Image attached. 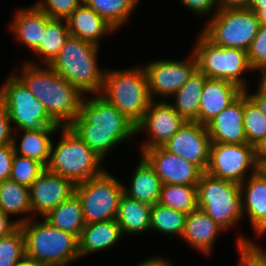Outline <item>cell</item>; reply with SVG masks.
Instances as JSON below:
<instances>
[{
	"label": "cell",
	"mask_w": 266,
	"mask_h": 266,
	"mask_svg": "<svg viewBox=\"0 0 266 266\" xmlns=\"http://www.w3.org/2000/svg\"><path fill=\"white\" fill-rule=\"evenodd\" d=\"M123 237L116 219L86 224L78 238L79 257L104 252Z\"/></svg>",
	"instance_id": "cell-25"
},
{
	"label": "cell",
	"mask_w": 266,
	"mask_h": 266,
	"mask_svg": "<svg viewBox=\"0 0 266 266\" xmlns=\"http://www.w3.org/2000/svg\"><path fill=\"white\" fill-rule=\"evenodd\" d=\"M135 126L143 119L152 101L143 66L105 70L104 86L100 93Z\"/></svg>",
	"instance_id": "cell-6"
},
{
	"label": "cell",
	"mask_w": 266,
	"mask_h": 266,
	"mask_svg": "<svg viewBox=\"0 0 266 266\" xmlns=\"http://www.w3.org/2000/svg\"><path fill=\"white\" fill-rule=\"evenodd\" d=\"M12 70L45 107L51 119L60 127H69L79 115L85 95L49 65H38L34 60L21 63ZM44 66V67H43Z\"/></svg>",
	"instance_id": "cell-2"
},
{
	"label": "cell",
	"mask_w": 266,
	"mask_h": 266,
	"mask_svg": "<svg viewBox=\"0 0 266 266\" xmlns=\"http://www.w3.org/2000/svg\"><path fill=\"white\" fill-rule=\"evenodd\" d=\"M256 243L257 242H254V244L266 255V247L264 249V247L260 246L259 243H257L258 245Z\"/></svg>",
	"instance_id": "cell-54"
},
{
	"label": "cell",
	"mask_w": 266,
	"mask_h": 266,
	"mask_svg": "<svg viewBox=\"0 0 266 266\" xmlns=\"http://www.w3.org/2000/svg\"><path fill=\"white\" fill-rule=\"evenodd\" d=\"M14 154L12 143L0 147V182L10 178Z\"/></svg>",
	"instance_id": "cell-42"
},
{
	"label": "cell",
	"mask_w": 266,
	"mask_h": 266,
	"mask_svg": "<svg viewBox=\"0 0 266 266\" xmlns=\"http://www.w3.org/2000/svg\"><path fill=\"white\" fill-rule=\"evenodd\" d=\"M25 257V239L20 226L0 238V266H14Z\"/></svg>",
	"instance_id": "cell-36"
},
{
	"label": "cell",
	"mask_w": 266,
	"mask_h": 266,
	"mask_svg": "<svg viewBox=\"0 0 266 266\" xmlns=\"http://www.w3.org/2000/svg\"><path fill=\"white\" fill-rule=\"evenodd\" d=\"M241 235V236H240ZM236 240L238 255L237 266H266V255L254 244L255 240L240 233ZM253 240V241H252Z\"/></svg>",
	"instance_id": "cell-38"
},
{
	"label": "cell",
	"mask_w": 266,
	"mask_h": 266,
	"mask_svg": "<svg viewBox=\"0 0 266 266\" xmlns=\"http://www.w3.org/2000/svg\"><path fill=\"white\" fill-rule=\"evenodd\" d=\"M198 208L225 231L243 221L240 184L204 172L197 183ZM240 221V222H239Z\"/></svg>",
	"instance_id": "cell-8"
},
{
	"label": "cell",
	"mask_w": 266,
	"mask_h": 266,
	"mask_svg": "<svg viewBox=\"0 0 266 266\" xmlns=\"http://www.w3.org/2000/svg\"><path fill=\"white\" fill-rule=\"evenodd\" d=\"M25 239V256L46 266H68L79 257L78 237L51 226L43 218L19 224Z\"/></svg>",
	"instance_id": "cell-4"
},
{
	"label": "cell",
	"mask_w": 266,
	"mask_h": 266,
	"mask_svg": "<svg viewBox=\"0 0 266 266\" xmlns=\"http://www.w3.org/2000/svg\"><path fill=\"white\" fill-rule=\"evenodd\" d=\"M178 2L197 17L208 16L210 19L218 11L217 0H179Z\"/></svg>",
	"instance_id": "cell-41"
},
{
	"label": "cell",
	"mask_w": 266,
	"mask_h": 266,
	"mask_svg": "<svg viewBox=\"0 0 266 266\" xmlns=\"http://www.w3.org/2000/svg\"><path fill=\"white\" fill-rule=\"evenodd\" d=\"M13 138V129L8 117L7 110L0 102V147L11 144Z\"/></svg>",
	"instance_id": "cell-43"
},
{
	"label": "cell",
	"mask_w": 266,
	"mask_h": 266,
	"mask_svg": "<svg viewBox=\"0 0 266 266\" xmlns=\"http://www.w3.org/2000/svg\"><path fill=\"white\" fill-rule=\"evenodd\" d=\"M151 207L129 196L123 195L119 200L116 221L123 235H138L150 231Z\"/></svg>",
	"instance_id": "cell-27"
},
{
	"label": "cell",
	"mask_w": 266,
	"mask_h": 266,
	"mask_svg": "<svg viewBox=\"0 0 266 266\" xmlns=\"http://www.w3.org/2000/svg\"><path fill=\"white\" fill-rule=\"evenodd\" d=\"M242 213L248 218L252 233L266 234V180L256 172L240 184Z\"/></svg>",
	"instance_id": "cell-19"
},
{
	"label": "cell",
	"mask_w": 266,
	"mask_h": 266,
	"mask_svg": "<svg viewBox=\"0 0 266 266\" xmlns=\"http://www.w3.org/2000/svg\"><path fill=\"white\" fill-rule=\"evenodd\" d=\"M111 174L106 169L100 175L75 185L86 224L116 219L123 182Z\"/></svg>",
	"instance_id": "cell-11"
},
{
	"label": "cell",
	"mask_w": 266,
	"mask_h": 266,
	"mask_svg": "<svg viewBox=\"0 0 266 266\" xmlns=\"http://www.w3.org/2000/svg\"><path fill=\"white\" fill-rule=\"evenodd\" d=\"M59 128L60 126H44L37 130L13 131L14 153L37 160L47 167L50 160L52 138L55 137Z\"/></svg>",
	"instance_id": "cell-24"
},
{
	"label": "cell",
	"mask_w": 266,
	"mask_h": 266,
	"mask_svg": "<svg viewBox=\"0 0 266 266\" xmlns=\"http://www.w3.org/2000/svg\"><path fill=\"white\" fill-rule=\"evenodd\" d=\"M0 102L7 110L13 131L59 126L14 72L0 86Z\"/></svg>",
	"instance_id": "cell-9"
},
{
	"label": "cell",
	"mask_w": 266,
	"mask_h": 266,
	"mask_svg": "<svg viewBox=\"0 0 266 266\" xmlns=\"http://www.w3.org/2000/svg\"><path fill=\"white\" fill-rule=\"evenodd\" d=\"M250 88L244 89L246 96L258 107L263 115L266 116V95L262 94L258 89L251 93Z\"/></svg>",
	"instance_id": "cell-45"
},
{
	"label": "cell",
	"mask_w": 266,
	"mask_h": 266,
	"mask_svg": "<svg viewBox=\"0 0 266 266\" xmlns=\"http://www.w3.org/2000/svg\"><path fill=\"white\" fill-rule=\"evenodd\" d=\"M211 139L206 126L199 122L186 121L163 147L206 172L210 161Z\"/></svg>",
	"instance_id": "cell-16"
},
{
	"label": "cell",
	"mask_w": 266,
	"mask_h": 266,
	"mask_svg": "<svg viewBox=\"0 0 266 266\" xmlns=\"http://www.w3.org/2000/svg\"><path fill=\"white\" fill-rule=\"evenodd\" d=\"M69 35L66 19H51L46 24L39 47L32 53L39 59L38 65H49L59 54Z\"/></svg>",
	"instance_id": "cell-31"
},
{
	"label": "cell",
	"mask_w": 266,
	"mask_h": 266,
	"mask_svg": "<svg viewBox=\"0 0 266 266\" xmlns=\"http://www.w3.org/2000/svg\"><path fill=\"white\" fill-rule=\"evenodd\" d=\"M207 76L198 69L189 80L170 98L169 102L186 121L198 122L200 97Z\"/></svg>",
	"instance_id": "cell-28"
},
{
	"label": "cell",
	"mask_w": 266,
	"mask_h": 266,
	"mask_svg": "<svg viewBox=\"0 0 266 266\" xmlns=\"http://www.w3.org/2000/svg\"><path fill=\"white\" fill-rule=\"evenodd\" d=\"M186 120L177 113L168 101H151L142 121L136 126V134L144 131L147 139L140 144L145 149L161 147L182 127ZM145 141V142H144Z\"/></svg>",
	"instance_id": "cell-14"
},
{
	"label": "cell",
	"mask_w": 266,
	"mask_h": 266,
	"mask_svg": "<svg viewBox=\"0 0 266 266\" xmlns=\"http://www.w3.org/2000/svg\"><path fill=\"white\" fill-rule=\"evenodd\" d=\"M66 22L70 36L98 46L105 36L117 32L103 17L83 2L71 13Z\"/></svg>",
	"instance_id": "cell-23"
},
{
	"label": "cell",
	"mask_w": 266,
	"mask_h": 266,
	"mask_svg": "<svg viewBox=\"0 0 266 266\" xmlns=\"http://www.w3.org/2000/svg\"><path fill=\"white\" fill-rule=\"evenodd\" d=\"M243 117L244 92L206 125L211 142L247 143Z\"/></svg>",
	"instance_id": "cell-18"
},
{
	"label": "cell",
	"mask_w": 266,
	"mask_h": 266,
	"mask_svg": "<svg viewBox=\"0 0 266 266\" xmlns=\"http://www.w3.org/2000/svg\"><path fill=\"white\" fill-rule=\"evenodd\" d=\"M42 218L51 226L72 233L78 238L86 225L82 203L76 193L72 194Z\"/></svg>",
	"instance_id": "cell-30"
},
{
	"label": "cell",
	"mask_w": 266,
	"mask_h": 266,
	"mask_svg": "<svg viewBox=\"0 0 266 266\" xmlns=\"http://www.w3.org/2000/svg\"><path fill=\"white\" fill-rule=\"evenodd\" d=\"M256 163L253 145L212 142L206 172L213 177L241 184L256 172Z\"/></svg>",
	"instance_id": "cell-13"
},
{
	"label": "cell",
	"mask_w": 266,
	"mask_h": 266,
	"mask_svg": "<svg viewBox=\"0 0 266 266\" xmlns=\"http://www.w3.org/2000/svg\"><path fill=\"white\" fill-rule=\"evenodd\" d=\"M83 0H37L34 5L51 19H67Z\"/></svg>",
	"instance_id": "cell-39"
},
{
	"label": "cell",
	"mask_w": 266,
	"mask_h": 266,
	"mask_svg": "<svg viewBox=\"0 0 266 266\" xmlns=\"http://www.w3.org/2000/svg\"><path fill=\"white\" fill-rule=\"evenodd\" d=\"M226 232L206 212L197 208L186 216L185 229L181 239L191 249L209 256L213 252L217 237Z\"/></svg>",
	"instance_id": "cell-21"
},
{
	"label": "cell",
	"mask_w": 266,
	"mask_h": 266,
	"mask_svg": "<svg viewBox=\"0 0 266 266\" xmlns=\"http://www.w3.org/2000/svg\"><path fill=\"white\" fill-rule=\"evenodd\" d=\"M198 36L194 47H191L197 60V69L207 78L227 80L243 90L249 88L245 73L254 71L249 64L247 51L217 46L201 32Z\"/></svg>",
	"instance_id": "cell-7"
},
{
	"label": "cell",
	"mask_w": 266,
	"mask_h": 266,
	"mask_svg": "<svg viewBox=\"0 0 266 266\" xmlns=\"http://www.w3.org/2000/svg\"><path fill=\"white\" fill-rule=\"evenodd\" d=\"M11 219H13L11 221ZM19 224L14 220V217H10L0 209V238L9 235L13 232Z\"/></svg>",
	"instance_id": "cell-44"
},
{
	"label": "cell",
	"mask_w": 266,
	"mask_h": 266,
	"mask_svg": "<svg viewBox=\"0 0 266 266\" xmlns=\"http://www.w3.org/2000/svg\"><path fill=\"white\" fill-rule=\"evenodd\" d=\"M59 132V133H58ZM59 141H52L47 169L75 185L100 175L107 168L99 157L70 127H60ZM54 142V144H53Z\"/></svg>",
	"instance_id": "cell-5"
},
{
	"label": "cell",
	"mask_w": 266,
	"mask_h": 266,
	"mask_svg": "<svg viewBox=\"0 0 266 266\" xmlns=\"http://www.w3.org/2000/svg\"><path fill=\"white\" fill-rule=\"evenodd\" d=\"M255 157H266V135L254 145Z\"/></svg>",
	"instance_id": "cell-49"
},
{
	"label": "cell",
	"mask_w": 266,
	"mask_h": 266,
	"mask_svg": "<svg viewBox=\"0 0 266 266\" xmlns=\"http://www.w3.org/2000/svg\"><path fill=\"white\" fill-rule=\"evenodd\" d=\"M158 203L189 214L198 208L197 185L163 184Z\"/></svg>",
	"instance_id": "cell-34"
},
{
	"label": "cell",
	"mask_w": 266,
	"mask_h": 266,
	"mask_svg": "<svg viewBox=\"0 0 266 266\" xmlns=\"http://www.w3.org/2000/svg\"><path fill=\"white\" fill-rule=\"evenodd\" d=\"M170 259L160 256H153L148 259L143 260L137 266H174Z\"/></svg>",
	"instance_id": "cell-47"
},
{
	"label": "cell",
	"mask_w": 266,
	"mask_h": 266,
	"mask_svg": "<svg viewBox=\"0 0 266 266\" xmlns=\"http://www.w3.org/2000/svg\"><path fill=\"white\" fill-rule=\"evenodd\" d=\"M200 31L220 47L247 51L257 35L260 22L249 8L218 10Z\"/></svg>",
	"instance_id": "cell-10"
},
{
	"label": "cell",
	"mask_w": 266,
	"mask_h": 266,
	"mask_svg": "<svg viewBox=\"0 0 266 266\" xmlns=\"http://www.w3.org/2000/svg\"><path fill=\"white\" fill-rule=\"evenodd\" d=\"M153 101H166L189 80L197 70V60L191 52L184 60L156 59L142 65Z\"/></svg>",
	"instance_id": "cell-12"
},
{
	"label": "cell",
	"mask_w": 266,
	"mask_h": 266,
	"mask_svg": "<svg viewBox=\"0 0 266 266\" xmlns=\"http://www.w3.org/2000/svg\"><path fill=\"white\" fill-rule=\"evenodd\" d=\"M259 71V72H258ZM257 73H259V83L257 85V88L262 94L266 95V68L258 70Z\"/></svg>",
	"instance_id": "cell-51"
},
{
	"label": "cell",
	"mask_w": 266,
	"mask_h": 266,
	"mask_svg": "<svg viewBox=\"0 0 266 266\" xmlns=\"http://www.w3.org/2000/svg\"><path fill=\"white\" fill-rule=\"evenodd\" d=\"M140 155L163 184L197 185L204 173L198 165L167 151L163 146L145 149Z\"/></svg>",
	"instance_id": "cell-15"
},
{
	"label": "cell",
	"mask_w": 266,
	"mask_h": 266,
	"mask_svg": "<svg viewBox=\"0 0 266 266\" xmlns=\"http://www.w3.org/2000/svg\"><path fill=\"white\" fill-rule=\"evenodd\" d=\"M45 169L37 160L15 153L9 179L29 188Z\"/></svg>",
	"instance_id": "cell-37"
},
{
	"label": "cell",
	"mask_w": 266,
	"mask_h": 266,
	"mask_svg": "<svg viewBox=\"0 0 266 266\" xmlns=\"http://www.w3.org/2000/svg\"><path fill=\"white\" fill-rule=\"evenodd\" d=\"M99 47L69 35L49 66L84 95L100 94L106 69L98 64Z\"/></svg>",
	"instance_id": "cell-3"
},
{
	"label": "cell",
	"mask_w": 266,
	"mask_h": 266,
	"mask_svg": "<svg viewBox=\"0 0 266 266\" xmlns=\"http://www.w3.org/2000/svg\"><path fill=\"white\" fill-rule=\"evenodd\" d=\"M75 193V184L47 168L29 187L33 218L44 217Z\"/></svg>",
	"instance_id": "cell-17"
},
{
	"label": "cell",
	"mask_w": 266,
	"mask_h": 266,
	"mask_svg": "<svg viewBox=\"0 0 266 266\" xmlns=\"http://www.w3.org/2000/svg\"><path fill=\"white\" fill-rule=\"evenodd\" d=\"M132 173L129 185L123 184V193L148 205L159 201L162 181L150 164L141 156Z\"/></svg>",
	"instance_id": "cell-26"
},
{
	"label": "cell",
	"mask_w": 266,
	"mask_h": 266,
	"mask_svg": "<svg viewBox=\"0 0 266 266\" xmlns=\"http://www.w3.org/2000/svg\"><path fill=\"white\" fill-rule=\"evenodd\" d=\"M248 8L256 13L260 25H266V6H248Z\"/></svg>",
	"instance_id": "cell-48"
},
{
	"label": "cell",
	"mask_w": 266,
	"mask_h": 266,
	"mask_svg": "<svg viewBox=\"0 0 266 266\" xmlns=\"http://www.w3.org/2000/svg\"><path fill=\"white\" fill-rule=\"evenodd\" d=\"M88 96L69 127L105 161L120 143L137 136L136 126L101 94Z\"/></svg>",
	"instance_id": "cell-1"
},
{
	"label": "cell",
	"mask_w": 266,
	"mask_h": 266,
	"mask_svg": "<svg viewBox=\"0 0 266 266\" xmlns=\"http://www.w3.org/2000/svg\"><path fill=\"white\" fill-rule=\"evenodd\" d=\"M249 6H266V0H250Z\"/></svg>",
	"instance_id": "cell-53"
},
{
	"label": "cell",
	"mask_w": 266,
	"mask_h": 266,
	"mask_svg": "<svg viewBox=\"0 0 266 266\" xmlns=\"http://www.w3.org/2000/svg\"><path fill=\"white\" fill-rule=\"evenodd\" d=\"M17 9L14 18L8 24L10 33L17 42L25 45L33 53L39 47L46 24L51 18L34 4Z\"/></svg>",
	"instance_id": "cell-22"
},
{
	"label": "cell",
	"mask_w": 266,
	"mask_h": 266,
	"mask_svg": "<svg viewBox=\"0 0 266 266\" xmlns=\"http://www.w3.org/2000/svg\"><path fill=\"white\" fill-rule=\"evenodd\" d=\"M256 173L266 180V157H256Z\"/></svg>",
	"instance_id": "cell-50"
},
{
	"label": "cell",
	"mask_w": 266,
	"mask_h": 266,
	"mask_svg": "<svg viewBox=\"0 0 266 266\" xmlns=\"http://www.w3.org/2000/svg\"><path fill=\"white\" fill-rule=\"evenodd\" d=\"M247 55L253 71L266 68V25H260L257 35L247 50Z\"/></svg>",
	"instance_id": "cell-40"
},
{
	"label": "cell",
	"mask_w": 266,
	"mask_h": 266,
	"mask_svg": "<svg viewBox=\"0 0 266 266\" xmlns=\"http://www.w3.org/2000/svg\"><path fill=\"white\" fill-rule=\"evenodd\" d=\"M250 0H217L218 10L248 8Z\"/></svg>",
	"instance_id": "cell-46"
},
{
	"label": "cell",
	"mask_w": 266,
	"mask_h": 266,
	"mask_svg": "<svg viewBox=\"0 0 266 266\" xmlns=\"http://www.w3.org/2000/svg\"><path fill=\"white\" fill-rule=\"evenodd\" d=\"M83 3L119 31L121 26L129 22L140 0H83Z\"/></svg>",
	"instance_id": "cell-32"
},
{
	"label": "cell",
	"mask_w": 266,
	"mask_h": 266,
	"mask_svg": "<svg viewBox=\"0 0 266 266\" xmlns=\"http://www.w3.org/2000/svg\"><path fill=\"white\" fill-rule=\"evenodd\" d=\"M0 209L10 217L21 215L18 224L32 219L29 188L10 179L0 182Z\"/></svg>",
	"instance_id": "cell-29"
},
{
	"label": "cell",
	"mask_w": 266,
	"mask_h": 266,
	"mask_svg": "<svg viewBox=\"0 0 266 266\" xmlns=\"http://www.w3.org/2000/svg\"><path fill=\"white\" fill-rule=\"evenodd\" d=\"M242 93L243 89L230 81L206 78L200 97L198 122L206 126Z\"/></svg>",
	"instance_id": "cell-20"
},
{
	"label": "cell",
	"mask_w": 266,
	"mask_h": 266,
	"mask_svg": "<svg viewBox=\"0 0 266 266\" xmlns=\"http://www.w3.org/2000/svg\"><path fill=\"white\" fill-rule=\"evenodd\" d=\"M187 214L172 208H168L160 203H155L151 207L150 230L164 234V236L183 235Z\"/></svg>",
	"instance_id": "cell-33"
},
{
	"label": "cell",
	"mask_w": 266,
	"mask_h": 266,
	"mask_svg": "<svg viewBox=\"0 0 266 266\" xmlns=\"http://www.w3.org/2000/svg\"><path fill=\"white\" fill-rule=\"evenodd\" d=\"M14 266H46V265L40 264V263H38L32 259H29L25 256L23 259H21Z\"/></svg>",
	"instance_id": "cell-52"
},
{
	"label": "cell",
	"mask_w": 266,
	"mask_h": 266,
	"mask_svg": "<svg viewBox=\"0 0 266 266\" xmlns=\"http://www.w3.org/2000/svg\"><path fill=\"white\" fill-rule=\"evenodd\" d=\"M244 132L247 143L255 145L266 135V116L244 93Z\"/></svg>",
	"instance_id": "cell-35"
}]
</instances>
